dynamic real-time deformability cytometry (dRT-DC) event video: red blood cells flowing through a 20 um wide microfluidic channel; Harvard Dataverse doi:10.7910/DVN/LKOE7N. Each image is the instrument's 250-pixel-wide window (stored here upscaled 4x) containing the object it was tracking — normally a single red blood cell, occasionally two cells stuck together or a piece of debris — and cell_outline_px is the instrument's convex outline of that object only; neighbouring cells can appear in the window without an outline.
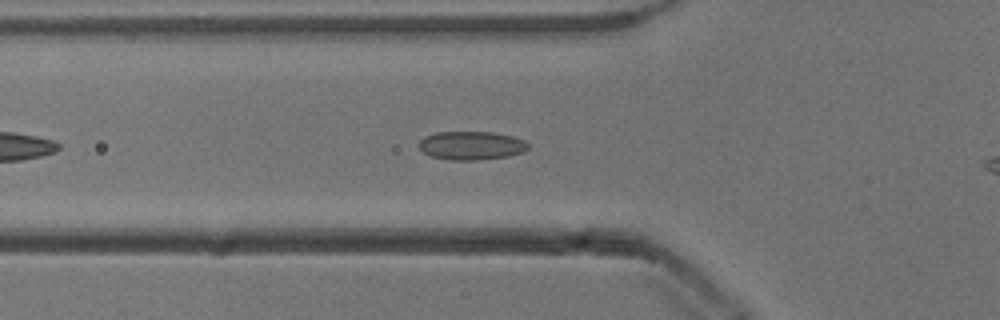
{"species": "common noctule bat (a hibernating species)", "species_latin": "Nyctalus noctula", "temperature_condition": "cold", "stored_images_in_passage": 36, "camera_frame_rate_fps": 3000, "um_per_image_px": 0.085, "animal": {"sex": "male", "body_mass_g": 13.3}, "frame": {"image": 1, "passage_image": 8, "time_ms": 2.333, "image_size_px": [1000, 320], "cell_outline_px": [[528, 148], [524, 152], [508, 156], [476, 160], [448, 160], [432, 156], [424, 152], [420, 148], [420, 140], [424, 136], [436, 132], [492, 132], [512, 136], [524, 140], [528, 144]], "centroid_in_image_um": [40.07, 12.37], "position_along_channel_um": 85.7, "area_um2": 18.09}}
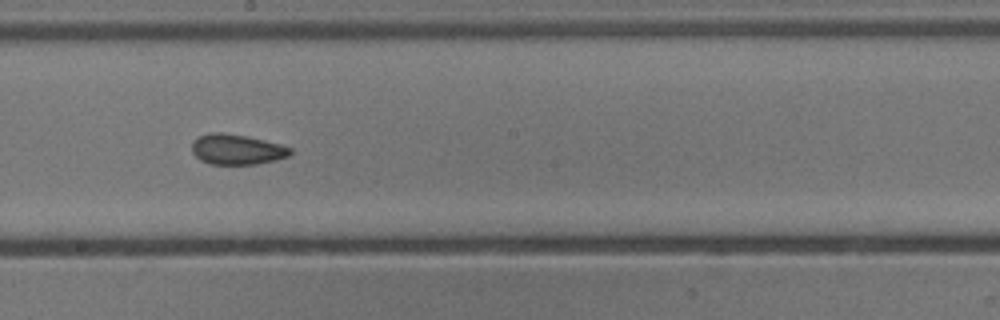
{"frame": {"image": 2, "passage_image": 19, "time_ms": 6.0, "image_size_px": [1000, 320], "cell_outline_px": [[292, 152], [288, 156], [256, 164], [212, 164], [200, 160], [192, 152], [192, 140], [208, 132], [224, 132], [248, 136], [280, 144], [292, 148]], "centroid_in_image_um": [20.1, 12.68], "position_along_channel_um": 228.1, "area_um2": 17.4}}
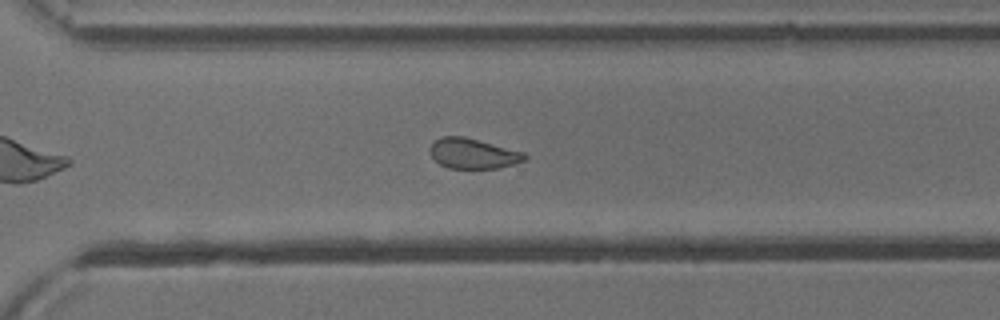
{"frame": {"image": 3, "passage_image": 27, "time_ms": 8.667, "image_size_px": [1000, 320], "cell_outline_px": [[528, 156], [524, 160], [500, 168], [448, 168], [440, 164], [432, 156], [432, 144], [440, 136], [464, 136], [524, 152]], "centroid_in_image_um": [40.23, 13.05], "position_along_channel_um": 330.4, "area_um2": 16.42}}